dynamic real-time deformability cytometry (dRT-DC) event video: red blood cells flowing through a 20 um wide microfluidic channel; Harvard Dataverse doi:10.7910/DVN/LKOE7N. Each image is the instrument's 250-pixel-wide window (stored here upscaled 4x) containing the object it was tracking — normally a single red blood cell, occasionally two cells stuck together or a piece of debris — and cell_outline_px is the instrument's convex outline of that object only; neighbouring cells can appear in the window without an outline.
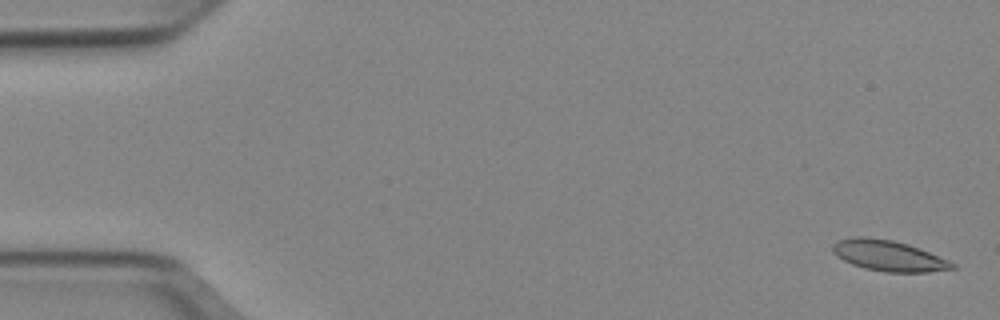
{"species": "Egyptian fruit bat (a non-hibernating species)", "species_latin": "Rousettus aegyptiacus", "temperature_condition": "cold", "stored_images_in_passage": 52, "camera_frame_rate_fps": 3000, "um_per_image_px": 0.085, "animal": {"sex": "female"}, "frame": {"image": 1, "passage_image": 2, "time_ms": 0.333, "image_size_px": [1000, 320], "cell_outline_px": [[956, 268], [928, 272], [884, 272], [864, 268], [852, 264], [836, 256], [832, 252], [832, 244], [836, 240], [856, 236], [864, 236], [892, 240], [908, 244], [920, 248], [948, 260], [956, 264]], "centroid_in_image_um": [75.5, 21.73], "position_along_channel_um": 9.5, "area_um2": 21.56}}
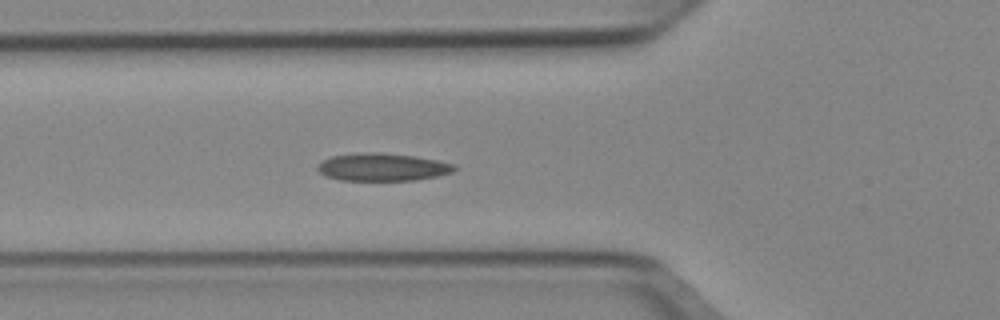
{"frame": {"image": 2, "passage_image": 19, "time_ms": 6.0, "image_size_px": [1000, 320], "cell_outline_px": [[456, 168], [452, 172], [436, 176], [416, 180], [340, 180], [324, 176], [316, 168], [316, 164], [332, 156], [356, 152], [384, 152], [416, 156], [456, 164]], "centroid_in_image_um": [32.48, 14.19], "position_along_channel_um": 93.3, "area_um2": 22.31}}
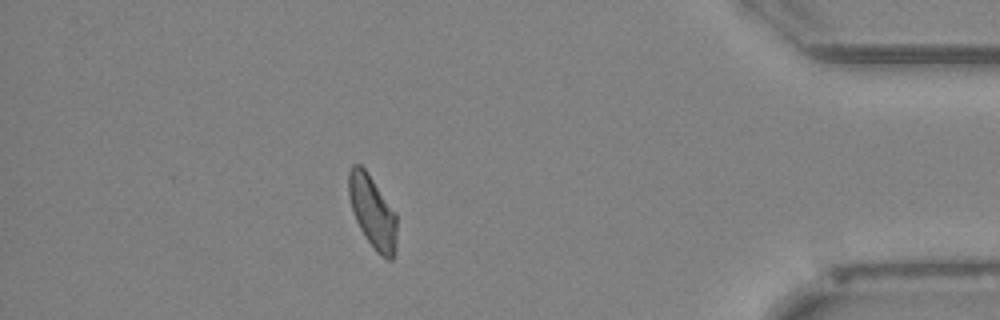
{"frame": {"image": 3, "passage_image": 46, "time_ms": 15.0, "image_size_px": [1000, 320], "cell_outline_px": [[396, 248], [392, 260], [388, 260], [380, 256], [376, 252], [364, 236], [356, 220], [348, 196], [348, 172], [352, 164], [360, 164], [368, 172], [396, 212]], "centroid_in_image_um": [31.66, 18.0], "position_along_channel_um": 403.5, "area_um2": 20.58}, "authors_computed_cell_mechanics": {"area_um2": 21.097, "velocity_mm_per_s": 3.9257, "shape_relaxation_time_tau1_ms": 8.5524, "shape_relaxation_time_tau2_ms": 3.2572, "deformation_change_tau1": 0.1828, "deformation_change_tau2": 0.0791}}